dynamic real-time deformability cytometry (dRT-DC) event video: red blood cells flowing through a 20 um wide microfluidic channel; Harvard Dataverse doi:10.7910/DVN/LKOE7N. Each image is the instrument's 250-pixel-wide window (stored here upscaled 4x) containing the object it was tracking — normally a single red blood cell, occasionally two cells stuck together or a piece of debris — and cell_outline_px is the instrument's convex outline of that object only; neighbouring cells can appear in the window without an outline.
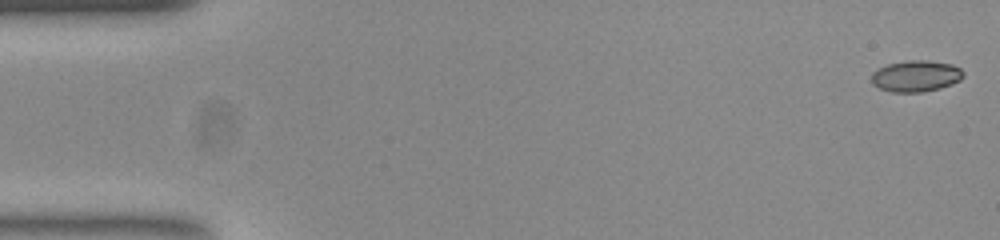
{"species": "common noctule bat (a hibernating species)", "species_latin": "Nyctalus noctula", "temperature_condition": "room temperature", "stored_images_in_passage": 53, "camera_frame_rate_fps": 3000, "um_per_image_px": 0.085, "animal": {"sex": "female", "body_mass_g": 23.0, "forearm_length_mm": 53.4}, "frame": {"image": 1, "passage_image": 1, "time_ms": 0.0, "image_size_px": [1000, 240], "cell_outline_px": [[964, 76], [960, 80], [952, 84], [940, 88], [924, 92], [892, 92], [880, 88], [872, 84], [872, 72], [888, 64], [908, 60], [928, 60], [952, 64], [960, 68], [964, 72]], "centroid_in_image_um": [77.88, 6.46], "position_along_channel_um": 7.1, "area_um2": 16.82}}
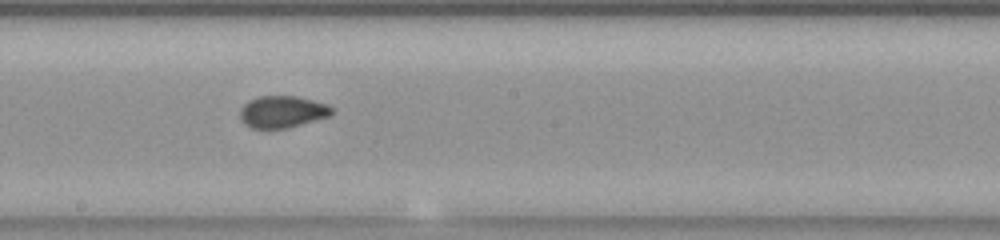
{"frame": {"image": 2, "passage_image": 29, "time_ms": 9.333, "image_size_px": [1000, 240], "cell_outline_px": [[332, 116], [288, 128], [252, 128], [244, 124], [240, 120], [240, 108], [248, 100], [260, 96], [296, 96], [328, 104], [332, 108]], "centroid_in_image_um": [24.0, 9.5], "position_along_channel_um": 224.2, "area_um2": 17.22}}
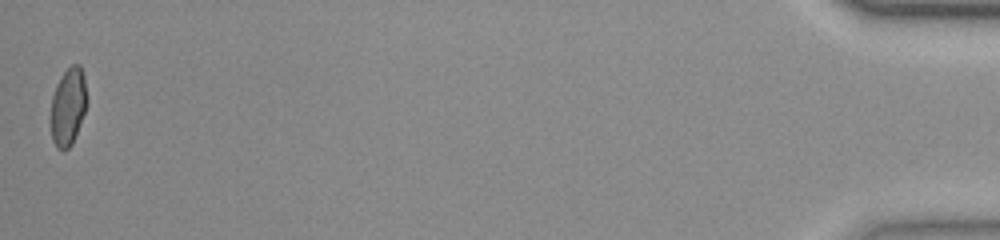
{"frame": {"image": 3, "passage_image": 53, "time_ms": 17.333, "image_size_px": [1000, 240], "cell_outline_px": [[88, 104], [72, 144], [64, 152], [56, 148], [52, 140], [52, 96], [56, 84], [60, 76], [72, 64], [80, 64], [84, 76], [88, 100]], "centroid_in_image_um": [5.82, 9.06], "position_along_channel_um": 429.4, "area_um2": 16.47}, "authors_computed_cell_mechanics": {"area_um2": 17.1088, "velocity_mm_per_s": 3.8226, "shape_relaxation_time_tau1_ms": 7.54, "shape_relaxation_time_tau2_ms": 1.1122, "deformation_change_tau1": 0.1719, "deformation_change_tau2": 0.0504}}